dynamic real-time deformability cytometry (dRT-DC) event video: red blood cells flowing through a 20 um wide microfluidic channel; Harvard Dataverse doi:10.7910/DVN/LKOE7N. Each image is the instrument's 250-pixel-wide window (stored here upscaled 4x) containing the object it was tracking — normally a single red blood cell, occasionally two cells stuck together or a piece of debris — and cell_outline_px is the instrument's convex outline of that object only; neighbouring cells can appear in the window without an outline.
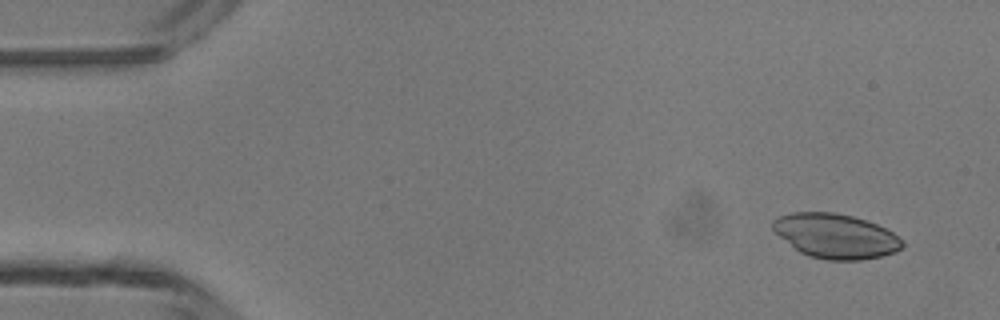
{"species": "common noctule bat (a hibernating species)", "species_latin": "Nyctalus noctula", "temperature_condition": "room temperature", "stored_images_in_passage": 6, "camera_frame_rate_fps": 3000, "um_per_image_px": 0.085, "animal": {"sex": "male", "body_mass_g": 13.3}, "frame": {"image": 1, "passage_image": 1, "time_ms": 0.0, "image_size_px": [1000, 320], "cell_outline_px": [[904, 244], [896, 252], [880, 256], [860, 260], [828, 260], [808, 256], [800, 252], [780, 236], [772, 228], [772, 220], [780, 216], [792, 212], [836, 212], [868, 220], [892, 232], [904, 240]], "centroid_in_image_um": [71.04, 20.05], "position_along_channel_um": 14.0, "area_um2": 33.58}}